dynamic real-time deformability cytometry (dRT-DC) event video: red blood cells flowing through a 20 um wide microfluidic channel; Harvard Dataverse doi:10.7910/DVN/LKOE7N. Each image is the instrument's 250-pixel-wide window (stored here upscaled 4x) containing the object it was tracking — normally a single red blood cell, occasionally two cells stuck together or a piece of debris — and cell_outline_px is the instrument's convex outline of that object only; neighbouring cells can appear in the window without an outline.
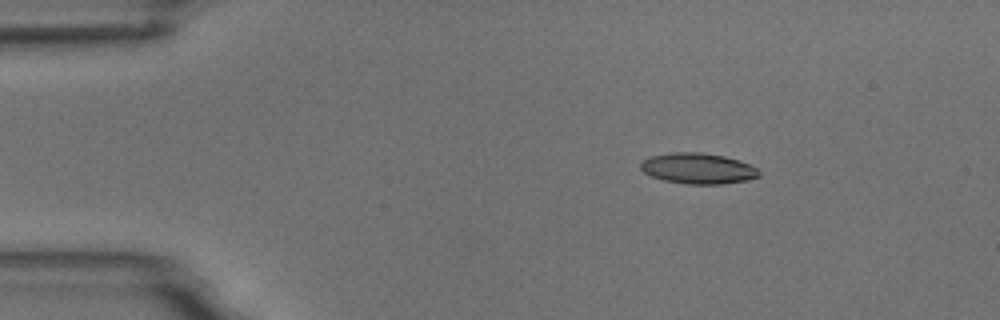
{"species": "common noctule bat (a hibernating species)", "species_latin": "Nyctalus noctula", "temperature_condition": "room temperature", "stored_images_in_passage": 3, "camera_frame_rate_fps": 3000, "um_per_image_px": 0.085, "animal": {"sex": "male", "body_mass_g": 18.8}, "frame": {"image": 1, "passage_image": 1, "time_ms": 0.0, "image_size_px": [1000, 320], "cell_outline_px": [[760, 176], [748, 180], [724, 184], [684, 184], [664, 180], [652, 176], [644, 172], [640, 168], [640, 164], [644, 160], [652, 156], [672, 152], [700, 152], [724, 156], [740, 160], [756, 168], [760, 172]], "centroid_in_image_um": [59.35, 14.32], "position_along_channel_um": 25.6, "area_um2": 21.21}}